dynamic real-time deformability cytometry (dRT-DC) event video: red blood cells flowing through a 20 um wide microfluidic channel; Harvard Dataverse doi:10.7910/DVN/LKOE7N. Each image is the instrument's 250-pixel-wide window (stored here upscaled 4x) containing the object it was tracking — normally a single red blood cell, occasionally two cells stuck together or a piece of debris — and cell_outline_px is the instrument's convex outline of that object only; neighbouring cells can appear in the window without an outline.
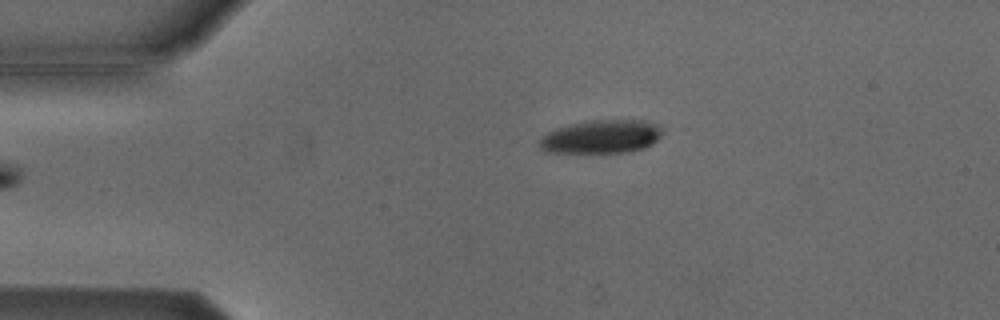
{"species": "Egyptian fruit bat (a non-hibernating species)", "species_latin": "Rousettus aegyptiacus", "temperature_condition": "cold", "stored_images_in_passage": 3, "camera_frame_rate_fps": 3000, "um_per_image_px": 0.085, "animal": {"sex": "male"}, "frame": {"image": 1, "passage_image": 1, "time_ms": 0.0, "image_size_px": [1000, 320], "cell_outline_px": [[664, 132], [652, 144], [644, 148], [628, 152], [544, 152], [536, 144], [548, 132], [556, 128], [568, 124], [584, 120], [644, 120], [660, 124], [664, 128]], "centroid_in_image_um": [51.14, 11.6], "position_along_channel_um": 33.9, "area_um2": 24.28}}
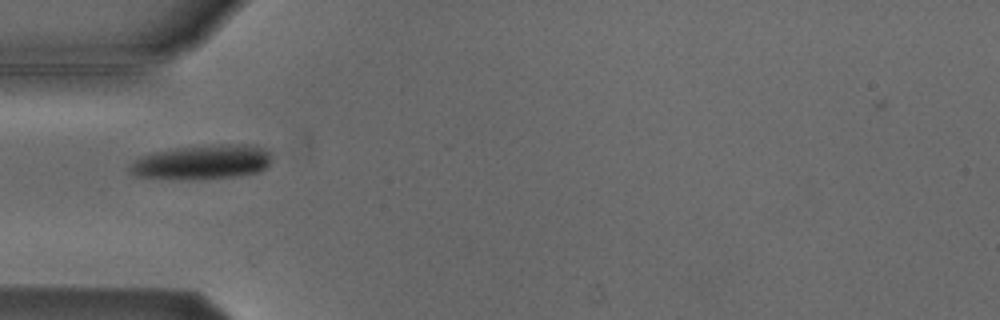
{"frame": {"image": 2, "passage_image": 2, "time_ms": 2.0, "image_size_px": [1000, 320], "cell_outline_px": [[272, 160], [268, 168], [260, 172], [240, 176], [200, 180], [172, 180], [136, 176], [128, 172], [128, 164], [132, 160], [152, 152], [176, 148], [220, 144], [256, 144], [272, 152]], "centroid_in_image_um": [17.21, 13.8], "position_along_channel_um": 67.8, "area_um2": 29.71}}
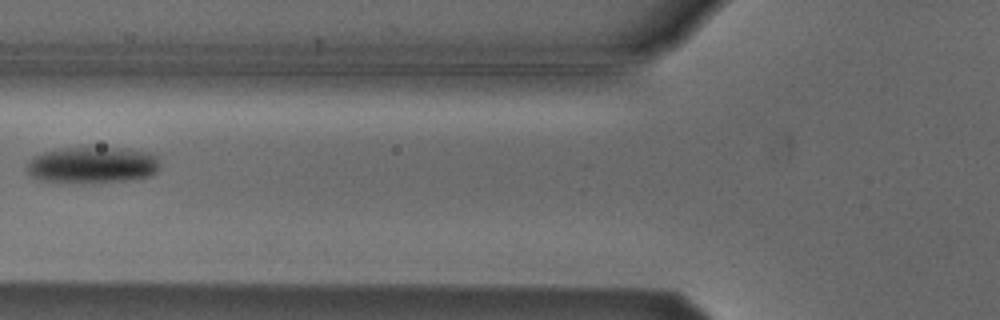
{"frame": {"image": 3, "passage_image": 3, "time_ms": 3.333, "image_size_px": [1000, 320], "cell_outline_px": [[160, 156], [156, 172], [152, 176], [124, 180], [44, 180], [32, 176], [28, 172], [28, 160], [44, 152], [64, 148], [88, 144], [128, 148], [152, 152]], "centroid_in_image_um": [7.96, 13.92], "position_along_channel_um": 117.8, "area_um2": 28.15}}